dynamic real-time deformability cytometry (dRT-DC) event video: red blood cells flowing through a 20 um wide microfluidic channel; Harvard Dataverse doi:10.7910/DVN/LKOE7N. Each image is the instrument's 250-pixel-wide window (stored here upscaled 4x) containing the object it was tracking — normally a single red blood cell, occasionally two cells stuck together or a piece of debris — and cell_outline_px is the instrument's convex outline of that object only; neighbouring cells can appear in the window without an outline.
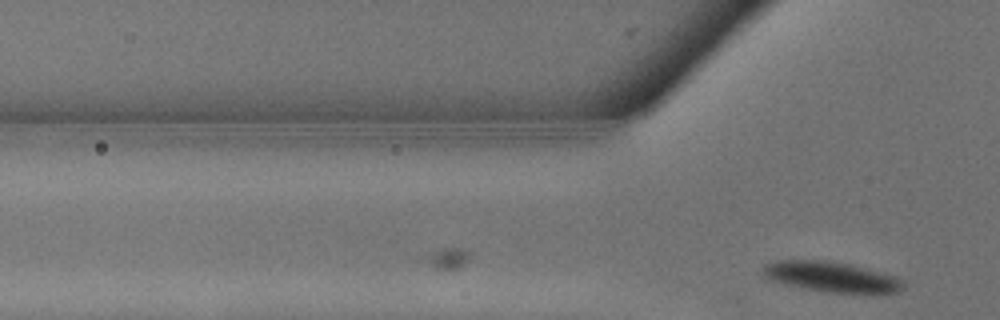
{"species": "common noctule bat (a hibernating species)", "species_latin": "Nyctalus noctula", "temperature_condition": "warm", "stored_images_in_passage": 2, "camera_frame_rate_fps": 3000, "um_per_image_px": 0.085, "animal": {"sex": "male", "body_mass_g": 13.3}, "frame": {"image": 1, "passage_image": 2, "time_ms": 0.333, "image_size_px": [1000, 320], "cell_outline_px": [[904, 288], [896, 292], [836, 292], [808, 288], [772, 280], [764, 272], [764, 264], [776, 260], [828, 260], [852, 264], [896, 276], [904, 284]], "centroid_in_image_um": [70.71, 23.49], "position_along_channel_um": 55.1, "area_um2": 23.99}}